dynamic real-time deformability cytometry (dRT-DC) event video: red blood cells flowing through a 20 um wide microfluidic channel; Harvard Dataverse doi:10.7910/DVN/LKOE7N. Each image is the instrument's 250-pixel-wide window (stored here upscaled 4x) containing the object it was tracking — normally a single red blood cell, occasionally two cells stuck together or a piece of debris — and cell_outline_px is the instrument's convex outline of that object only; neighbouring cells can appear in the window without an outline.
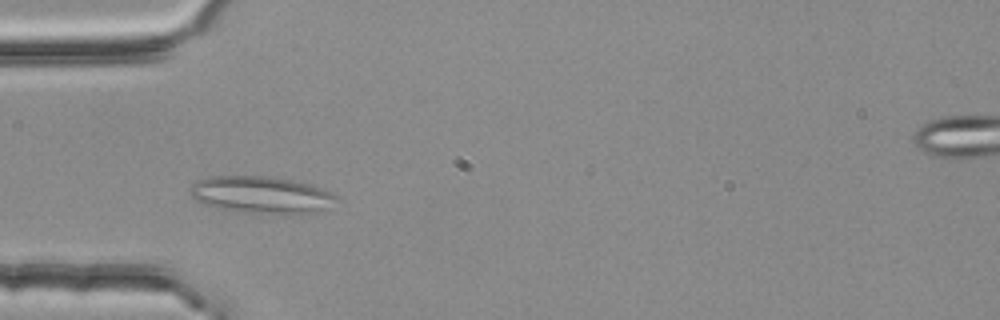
{"species": "common noctule bat (a hibernating species)", "species_latin": "Nyctalus noctula", "temperature_condition": "room temperature", "stored_images_in_passage": 46, "segment_of_instrument_passage": [1, 2], "camera_frame_rate_fps": 3000, "um_per_image_px": 0.085, "animal": {"sex": "female", "body_mass_g": 25.1}, "frame": {"image": 1, "passage_image": 11, "time_ms": 3.333, "image_size_px": [1000, 320], "cell_outline_px": [[340, 196], [324, 208], [316, 212], [300, 216], [280, 216], [240, 212], [216, 208], [204, 204], [196, 200], [192, 196], [188, 188], [196, 180], [208, 176], [272, 176], [292, 180], [308, 184], [332, 192]], "centroid_in_image_um": [22.2, 16.59], "position_along_channel_um": 62.8, "area_um2": 32.48}}